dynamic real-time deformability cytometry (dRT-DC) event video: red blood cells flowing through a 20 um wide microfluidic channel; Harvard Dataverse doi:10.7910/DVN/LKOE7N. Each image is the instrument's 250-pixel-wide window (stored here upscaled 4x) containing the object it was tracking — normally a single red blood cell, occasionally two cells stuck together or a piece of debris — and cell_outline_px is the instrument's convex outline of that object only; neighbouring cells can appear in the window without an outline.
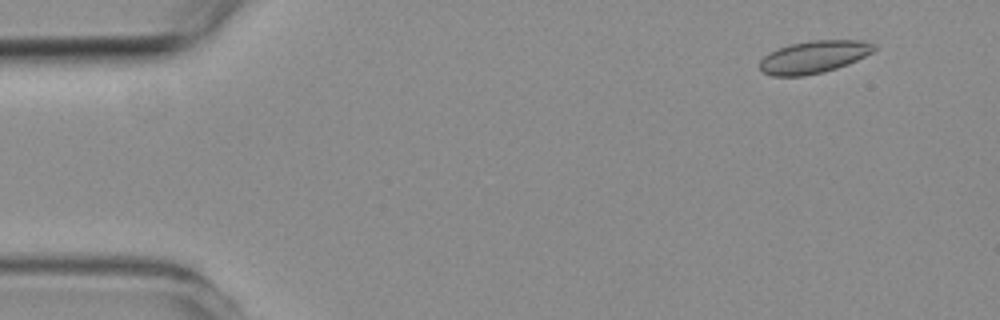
{"species": "common noctule bat (a hibernating species)", "species_latin": "Nyctalus noctula", "temperature_condition": "room temperature", "stored_images_in_passage": 6, "camera_frame_rate_fps": 3000, "um_per_image_px": 0.085, "animal": {"sex": "female", "body_mass_g": 19.3, "forearm_length_mm": 54.1}, "frame": {"image": 1, "passage_image": 2, "time_ms": 1.333, "image_size_px": [1000, 320], "cell_outline_px": [[876, 48], [872, 52], [848, 64], [824, 72], [804, 76], [772, 76], [764, 72], [760, 68], [760, 60], [768, 52], [792, 44], [816, 40], [860, 40], [876, 44]], "centroid_in_image_um": [69.18, 4.85], "position_along_channel_um": 15.8, "area_um2": 21.44}}